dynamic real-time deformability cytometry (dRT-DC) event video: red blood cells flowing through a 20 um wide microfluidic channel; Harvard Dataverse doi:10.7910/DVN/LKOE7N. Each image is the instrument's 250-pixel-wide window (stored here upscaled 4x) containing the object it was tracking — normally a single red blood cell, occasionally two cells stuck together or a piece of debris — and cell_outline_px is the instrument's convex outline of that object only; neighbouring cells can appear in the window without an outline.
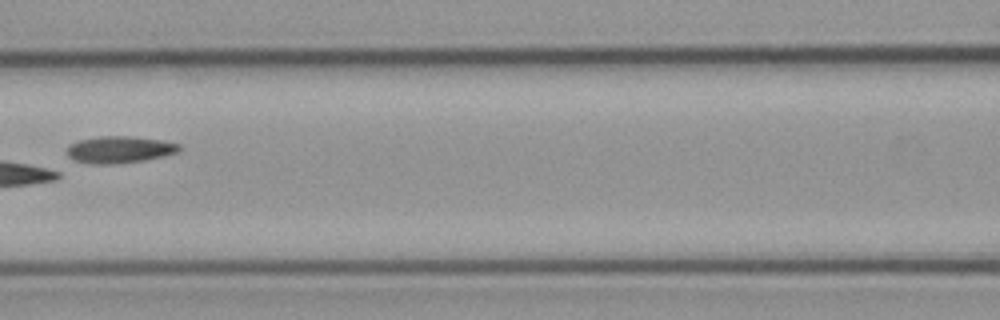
{"species": "common noctule bat (a hibernating species)", "species_latin": "Nyctalus noctula", "temperature_condition": "cold", "stored_images_in_passage": 7, "camera_frame_rate_fps": 3000, "um_per_image_px": 0.085, "animal": {"sex": "male", "body_mass_g": 23.1, "forearm_length_mm": 52.7}, "frame": {"image": 1, "passage_image": 7, "time_ms": 8.0, "image_size_px": [1000, 320], "cell_outline_px": [[180, 148], [176, 152], [164, 156], [144, 160], [112, 164], [92, 164], [76, 160], [68, 156], [68, 144], [80, 140], [100, 136], [128, 136], [160, 140], [180, 144]], "centroid_in_image_um": [10.14, 12.71], "position_along_channel_um": 156.5, "area_um2": 17.34}}